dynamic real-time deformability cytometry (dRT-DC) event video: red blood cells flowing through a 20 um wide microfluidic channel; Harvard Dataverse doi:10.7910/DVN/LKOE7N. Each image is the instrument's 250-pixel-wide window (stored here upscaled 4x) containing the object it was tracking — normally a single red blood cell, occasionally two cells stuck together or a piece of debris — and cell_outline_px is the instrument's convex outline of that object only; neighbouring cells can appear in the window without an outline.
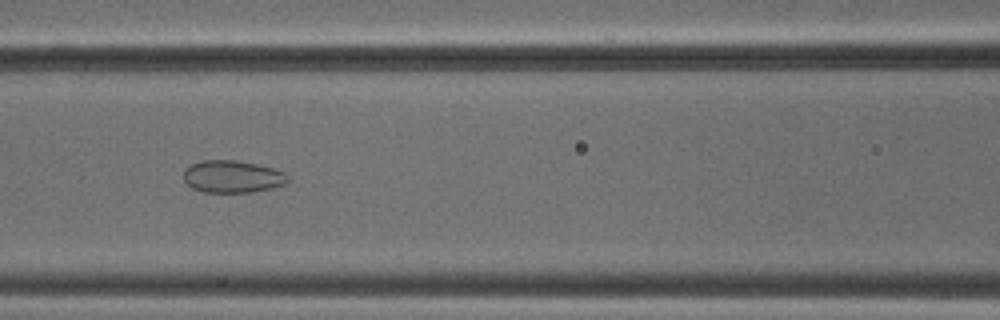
{"species": "common noctule bat (a hibernating species)", "species_latin": "Nyctalus noctula", "temperature_condition": "cold", "stored_images_in_passage": 36, "camera_frame_rate_fps": 3000, "um_per_image_px": 0.085, "animal": {"sex": "male", "body_mass_g": 18.8}, "frame": {"image": 1, "passage_image": 16, "time_ms": 5.0, "image_size_px": [1000, 320], "cell_outline_px": [[288, 180], [284, 184], [272, 188], [252, 192], [204, 192], [192, 188], [184, 180], [184, 168], [200, 160], [236, 160], [276, 168], [284, 172], [288, 176]], "centroid_in_image_um": [19.75, 15.0], "position_along_channel_um": 146.8, "area_um2": 19.71}}
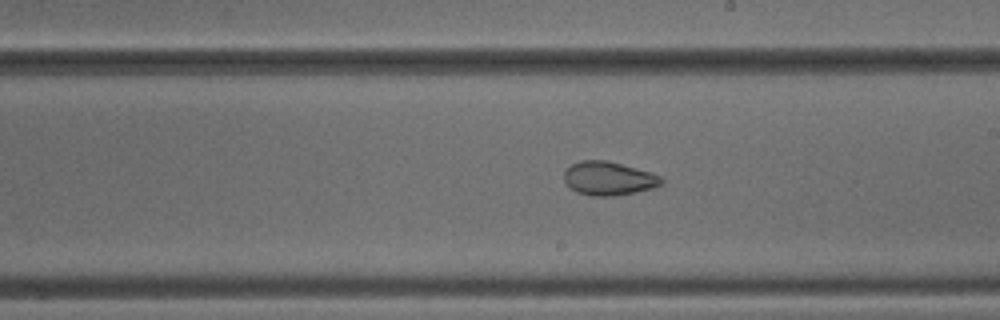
{"frame": {"image": 2, "passage_image": 23, "time_ms": 7.333, "image_size_px": [1000, 320], "cell_outline_px": [[664, 184], [652, 188], [636, 192], [612, 196], [592, 196], [576, 192], [564, 180], [564, 172], [572, 164], [580, 160], [604, 160], [620, 164], [648, 172], [660, 176], [664, 180]], "centroid_in_image_um": [51.73, 15.18], "position_along_channel_um": 237.3, "area_um2": 18.84}}
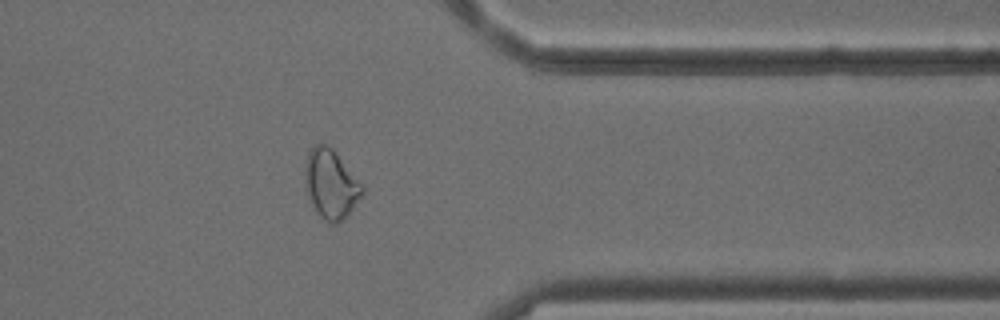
{"frame": {"image": 3, "passage_image": 35, "time_ms": 11.333, "image_size_px": [1000, 320], "cell_outline_px": [[364, 192], [352, 208], [336, 224], [328, 224], [316, 212], [308, 196], [304, 168], [308, 152], [316, 144], [324, 144], [332, 148], [364, 188]], "centroid_in_image_um": [28.09, 15.65], "position_along_channel_um": 383.3, "area_um2": 22.43}}